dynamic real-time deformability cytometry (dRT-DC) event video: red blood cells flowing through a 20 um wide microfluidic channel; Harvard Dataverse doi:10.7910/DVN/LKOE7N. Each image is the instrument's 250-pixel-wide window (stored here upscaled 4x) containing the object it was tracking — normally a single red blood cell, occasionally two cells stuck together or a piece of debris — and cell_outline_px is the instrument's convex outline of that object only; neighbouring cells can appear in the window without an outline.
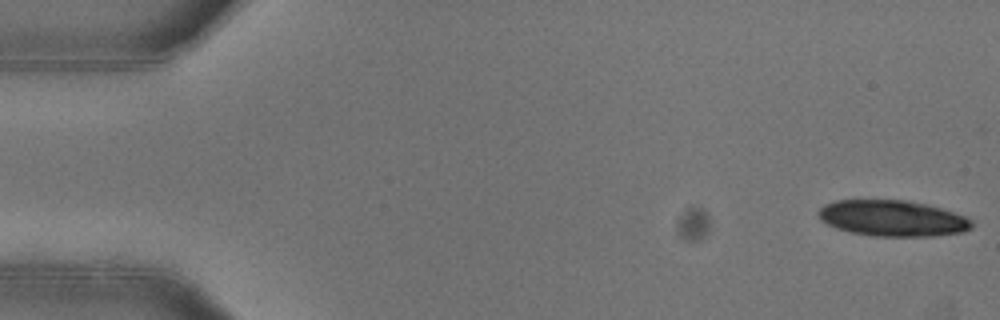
{"species": "common noctule bat (a hibernating species)", "species_latin": "Nyctalus noctula", "temperature_condition": "warm", "stored_images_in_passage": 19, "camera_frame_rate_fps": 3000, "um_per_image_px": 0.085, "animal": {"sex": "female"}, "frame": {"image": 1, "passage_image": 1, "time_ms": 0.0, "image_size_px": [1000, 320], "cell_outline_px": [[972, 228], [964, 232], [932, 236], [872, 236], [852, 232], [836, 228], [820, 220], [816, 212], [824, 204], [836, 200], [904, 200], [928, 204], [964, 216], [972, 220]], "centroid_in_image_um": [75.84, 18.55], "position_along_channel_um": 9.2, "area_um2": 32.19}}